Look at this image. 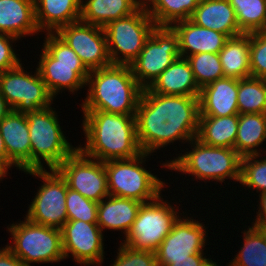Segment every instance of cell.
<instances>
[{
	"instance_id": "cell-1",
	"label": "cell",
	"mask_w": 266,
	"mask_h": 266,
	"mask_svg": "<svg viewBox=\"0 0 266 266\" xmlns=\"http://www.w3.org/2000/svg\"><path fill=\"white\" fill-rule=\"evenodd\" d=\"M199 96L161 95L143 89L135 114L137 138L145 153L197 137ZM185 141V142H184Z\"/></svg>"
},
{
	"instance_id": "cell-2",
	"label": "cell",
	"mask_w": 266,
	"mask_h": 266,
	"mask_svg": "<svg viewBox=\"0 0 266 266\" xmlns=\"http://www.w3.org/2000/svg\"><path fill=\"white\" fill-rule=\"evenodd\" d=\"M82 112L86 143L78 149L85 156L105 162L135 158L143 152L137 138L135 115L99 110Z\"/></svg>"
},
{
	"instance_id": "cell-3",
	"label": "cell",
	"mask_w": 266,
	"mask_h": 266,
	"mask_svg": "<svg viewBox=\"0 0 266 266\" xmlns=\"http://www.w3.org/2000/svg\"><path fill=\"white\" fill-rule=\"evenodd\" d=\"M88 95L82 110L135 115L143 88L133 76L130 65L111 64L89 72Z\"/></svg>"
},
{
	"instance_id": "cell-4",
	"label": "cell",
	"mask_w": 266,
	"mask_h": 266,
	"mask_svg": "<svg viewBox=\"0 0 266 266\" xmlns=\"http://www.w3.org/2000/svg\"><path fill=\"white\" fill-rule=\"evenodd\" d=\"M189 144L192 150L162 163L163 168L189 174L201 181L222 183L227 178L240 182L242 157L235 149L209 146L197 138Z\"/></svg>"
},
{
	"instance_id": "cell-5",
	"label": "cell",
	"mask_w": 266,
	"mask_h": 266,
	"mask_svg": "<svg viewBox=\"0 0 266 266\" xmlns=\"http://www.w3.org/2000/svg\"><path fill=\"white\" fill-rule=\"evenodd\" d=\"M37 70L50 94L68 89L71 94L86 87L89 70L56 33H46Z\"/></svg>"
},
{
	"instance_id": "cell-6",
	"label": "cell",
	"mask_w": 266,
	"mask_h": 266,
	"mask_svg": "<svg viewBox=\"0 0 266 266\" xmlns=\"http://www.w3.org/2000/svg\"><path fill=\"white\" fill-rule=\"evenodd\" d=\"M54 109L50 106L25 113L31 142V170L45 169L42 161L49 170L56 169L78 149L66 140Z\"/></svg>"
},
{
	"instance_id": "cell-7",
	"label": "cell",
	"mask_w": 266,
	"mask_h": 266,
	"mask_svg": "<svg viewBox=\"0 0 266 266\" xmlns=\"http://www.w3.org/2000/svg\"><path fill=\"white\" fill-rule=\"evenodd\" d=\"M150 155L152 154L142 152L131 159L105 161L109 195L142 203L155 200L166 187L157 175L143 167Z\"/></svg>"
},
{
	"instance_id": "cell-8",
	"label": "cell",
	"mask_w": 266,
	"mask_h": 266,
	"mask_svg": "<svg viewBox=\"0 0 266 266\" xmlns=\"http://www.w3.org/2000/svg\"><path fill=\"white\" fill-rule=\"evenodd\" d=\"M24 219L7 227L14 242L6 247L27 266L64 260L61 229Z\"/></svg>"
},
{
	"instance_id": "cell-9",
	"label": "cell",
	"mask_w": 266,
	"mask_h": 266,
	"mask_svg": "<svg viewBox=\"0 0 266 266\" xmlns=\"http://www.w3.org/2000/svg\"><path fill=\"white\" fill-rule=\"evenodd\" d=\"M156 26L144 4L132 15L109 22L104 30L111 63L130 65Z\"/></svg>"
},
{
	"instance_id": "cell-10",
	"label": "cell",
	"mask_w": 266,
	"mask_h": 266,
	"mask_svg": "<svg viewBox=\"0 0 266 266\" xmlns=\"http://www.w3.org/2000/svg\"><path fill=\"white\" fill-rule=\"evenodd\" d=\"M161 196L162 194L153 201L142 203L122 244L135 250H157L179 218L176 205L173 207L166 200L164 202Z\"/></svg>"
},
{
	"instance_id": "cell-11",
	"label": "cell",
	"mask_w": 266,
	"mask_h": 266,
	"mask_svg": "<svg viewBox=\"0 0 266 266\" xmlns=\"http://www.w3.org/2000/svg\"><path fill=\"white\" fill-rule=\"evenodd\" d=\"M180 57L175 31L170 26H156L130 67L139 85L146 89Z\"/></svg>"
},
{
	"instance_id": "cell-12",
	"label": "cell",
	"mask_w": 266,
	"mask_h": 266,
	"mask_svg": "<svg viewBox=\"0 0 266 266\" xmlns=\"http://www.w3.org/2000/svg\"><path fill=\"white\" fill-rule=\"evenodd\" d=\"M26 174L43 180L30 202L26 218L36 224L61 229L67 222L66 194L68 185L56 169L29 170Z\"/></svg>"
},
{
	"instance_id": "cell-13",
	"label": "cell",
	"mask_w": 266,
	"mask_h": 266,
	"mask_svg": "<svg viewBox=\"0 0 266 266\" xmlns=\"http://www.w3.org/2000/svg\"><path fill=\"white\" fill-rule=\"evenodd\" d=\"M0 92L17 113L45 109L53 104L54 99L37 68L32 75L24 70L21 62L16 67L0 73Z\"/></svg>"
},
{
	"instance_id": "cell-14",
	"label": "cell",
	"mask_w": 266,
	"mask_h": 266,
	"mask_svg": "<svg viewBox=\"0 0 266 266\" xmlns=\"http://www.w3.org/2000/svg\"><path fill=\"white\" fill-rule=\"evenodd\" d=\"M56 170L68 188L85 198L100 202L109 196L104 162L85 156L79 149L67 157Z\"/></svg>"
},
{
	"instance_id": "cell-15",
	"label": "cell",
	"mask_w": 266,
	"mask_h": 266,
	"mask_svg": "<svg viewBox=\"0 0 266 266\" xmlns=\"http://www.w3.org/2000/svg\"><path fill=\"white\" fill-rule=\"evenodd\" d=\"M91 71L111 65L104 27L82 21L62 26L55 32Z\"/></svg>"
},
{
	"instance_id": "cell-16",
	"label": "cell",
	"mask_w": 266,
	"mask_h": 266,
	"mask_svg": "<svg viewBox=\"0 0 266 266\" xmlns=\"http://www.w3.org/2000/svg\"><path fill=\"white\" fill-rule=\"evenodd\" d=\"M205 231L203 223L180 216L155 251L157 265L168 266L173 260L190 259L192 254H203L208 237Z\"/></svg>"
},
{
	"instance_id": "cell-17",
	"label": "cell",
	"mask_w": 266,
	"mask_h": 266,
	"mask_svg": "<svg viewBox=\"0 0 266 266\" xmlns=\"http://www.w3.org/2000/svg\"><path fill=\"white\" fill-rule=\"evenodd\" d=\"M61 233L65 259L71 255L81 265L102 264L105 254L104 235L97 223L67 220Z\"/></svg>"
},
{
	"instance_id": "cell-18",
	"label": "cell",
	"mask_w": 266,
	"mask_h": 266,
	"mask_svg": "<svg viewBox=\"0 0 266 266\" xmlns=\"http://www.w3.org/2000/svg\"><path fill=\"white\" fill-rule=\"evenodd\" d=\"M0 133L9 157V168L31 170V142L25 113L12 110L0 122Z\"/></svg>"
},
{
	"instance_id": "cell-19",
	"label": "cell",
	"mask_w": 266,
	"mask_h": 266,
	"mask_svg": "<svg viewBox=\"0 0 266 266\" xmlns=\"http://www.w3.org/2000/svg\"><path fill=\"white\" fill-rule=\"evenodd\" d=\"M178 36L180 56L197 53H219L229 37L226 34L196 25L190 19L170 26Z\"/></svg>"
},
{
	"instance_id": "cell-20",
	"label": "cell",
	"mask_w": 266,
	"mask_h": 266,
	"mask_svg": "<svg viewBox=\"0 0 266 266\" xmlns=\"http://www.w3.org/2000/svg\"><path fill=\"white\" fill-rule=\"evenodd\" d=\"M238 79L224 77L204 86L199 93V116L223 117L239 114Z\"/></svg>"
},
{
	"instance_id": "cell-21",
	"label": "cell",
	"mask_w": 266,
	"mask_h": 266,
	"mask_svg": "<svg viewBox=\"0 0 266 266\" xmlns=\"http://www.w3.org/2000/svg\"><path fill=\"white\" fill-rule=\"evenodd\" d=\"M190 20L198 26L226 34L229 38L243 34L229 0L200 1Z\"/></svg>"
},
{
	"instance_id": "cell-22",
	"label": "cell",
	"mask_w": 266,
	"mask_h": 266,
	"mask_svg": "<svg viewBox=\"0 0 266 266\" xmlns=\"http://www.w3.org/2000/svg\"><path fill=\"white\" fill-rule=\"evenodd\" d=\"M35 21L40 32L55 33L80 21L81 0H34Z\"/></svg>"
},
{
	"instance_id": "cell-23",
	"label": "cell",
	"mask_w": 266,
	"mask_h": 266,
	"mask_svg": "<svg viewBox=\"0 0 266 266\" xmlns=\"http://www.w3.org/2000/svg\"><path fill=\"white\" fill-rule=\"evenodd\" d=\"M141 205L142 202L134 199L109 195L98 202L97 224L102 232L105 229L121 231L125 238Z\"/></svg>"
},
{
	"instance_id": "cell-24",
	"label": "cell",
	"mask_w": 266,
	"mask_h": 266,
	"mask_svg": "<svg viewBox=\"0 0 266 266\" xmlns=\"http://www.w3.org/2000/svg\"><path fill=\"white\" fill-rule=\"evenodd\" d=\"M161 95L199 96L191 65L186 58L176 59L148 88Z\"/></svg>"
},
{
	"instance_id": "cell-25",
	"label": "cell",
	"mask_w": 266,
	"mask_h": 266,
	"mask_svg": "<svg viewBox=\"0 0 266 266\" xmlns=\"http://www.w3.org/2000/svg\"><path fill=\"white\" fill-rule=\"evenodd\" d=\"M0 32L20 40L27 35L39 34L34 0H0Z\"/></svg>"
},
{
	"instance_id": "cell-26",
	"label": "cell",
	"mask_w": 266,
	"mask_h": 266,
	"mask_svg": "<svg viewBox=\"0 0 266 266\" xmlns=\"http://www.w3.org/2000/svg\"><path fill=\"white\" fill-rule=\"evenodd\" d=\"M144 0H81L80 21L105 27L109 22L132 15Z\"/></svg>"
},
{
	"instance_id": "cell-27",
	"label": "cell",
	"mask_w": 266,
	"mask_h": 266,
	"mask_svg": "<svg viewBox=\"0 0 266 266\" xmlns=\"http://www.w3.org/2000/svg\"><path fill=\"white\" fill-rule=\"evenodd\" d=\"M238 129V114L215 117L199 116L197 139L202 143L234 149Z\"/></svg>"
},
{
	"instance_id": "cell-28",
	"label": "cell",
	"mask_w": 266,
	"mask_h": 266,
	"mask_svg": "<svg viewBox=\"0 0 266 266\" xmlns=\"http://www.w3.org/2000/svg\"><path fill=\"white\" fill-rule=\"evenodd\" d=\"M218 54L224 77L240 80L251 76L250 33L229 38Z\"/></svg>"
},
{
	"instance_id": "cell-29",
	"label": "cell",
	"mask_w": 266,
	"mask_h": 266,
	"mask_svg": "<svg viewBox=\"0 0 266 266\" xmlns=\"http://www.w3.org/2000/svg\"><path fill=\"white\" fill-rule=\"evenodd\" d=\"M266 141V114H238V129L234 149L241 156L261 154L257 150ZM257 148V149H256Z\"/></svg>"
},
{
	"instance_id": "cell-30",
	"label": "cell",
	"mask_w": 266,
	"mask_h": 266,
	"mask_svg": "<svg viewBox=\"0 0 266 266\" xmlns=\"http://www.w3.org/2000/svg\"><path fill=\"white\" fill-rule=\"evenodd\" d=\"M199 2V0H144V5L157 26H171L178 21L190 19Z\"/></svg>"
},
{
	"instance_id": "cell-31",
	"label": "cell",
	"mask_w": 266,
	"mask_h": 266,
	"mask_svg": "<svg viewBox=\"0 0 266 266\" xmlns=\"http://www.w3.org/2000/svg\"><path fill=\"white\" fill-rule=\"evenodd\" d=\"M243 245L227 266H266V230L248 226Z\"/></svg>"
},
{
	"instance_id": "cell-32",
	"label": "cell",
	"mask_w": 266,
	"mask_h": 266,
	"mask_svg": "<svg viewBox=\"0 0 266 266\" xmlns=\"http://www.w3.org/2000/svg\"><path fill=\"white\" fill-rule=\"evenodd\" d=\"M237 103L239 114H266V79H238Z\"/></svg>"
},
{
	"instance_id": "cell-33",
	"label": "cell",
	"mask_w": 266,
	"mask_h": 266,
	"mask_svg": "<svg viewBox=\"0 0 266 266\" xmlns=\"http://www.w3.org/2000/svg\"><path fill=\"white\" fill-rule=\"evenodd\" d=\"M229 3L242 33L266 30V0H229Z\"/></svg>"
},
{
	"instance_id": "cell-34",
	"label": "cell",
	"mask_w": 266,
	"mask_h": 266,
	"mask_svg": "<svg viewBox=\"0 0 266 266\" xmlns=\"http://www.w3.org/2000/svg\"><path fill=\"white\" fill-rule=\"evenodd\" d=\"M186 59L191 65L195 81L200 89L217 79L224 78L218 53H197Z\"/></svg>"
},
{
	"instance_id": "cell-35",
	"label": "cell",
	"mask_w": 266,
	"mask_h": 266,
	"mask_svg": "<svg viewBox=\"0 0 266 266\" xmlns=\"http://www.w3.org/2000/svg\"><path fill=\"white\" fill-rule=\"evenodd\" d=\"M260 155L262 156V154H257L242 157L239 183L247 189L254 188L257 193L262 194L266 193V156L260 159Z\"/></svg>"
},
{
	"instance_id": "cell-36",
	"label": "cell",
	"mask_w": 266,
	"mask_h": 266,
	"mask_svg": "<svg viewBox=\"0 0 266 266\" xmlns=\"http://www.w3.org/2000/svg\"><path fill=\"white\" fill-rule=\"evenodd\" d=\"M67 220L97 223L98 202L85 198L70 188L66 194Z\"/></svg>"
},
{
	"instance_id": "cell-37",
	"label": "cell",
	"mask_w": 266,
	"mask_h": 266,
	"mask_svg": "<svg viewBox=\"0 0 266 266\" xmlns=\"http://www.w3.org/2000/svg\"><path fill=\"white\" fill-rule=\"evenodd\" d=\"M251 76L266 79V30L250 33Z\"/></svg>"
},
{
	"instance_id": "cell-38",
	"label": "cell",
	"mask_w": 266,
	"mask_h": 266,
	"mask_svg": "<svg viewBox=\"0 0 266 266\" xmlns=\"http://www.w3.org/2000/svg\"><path fill=\"white\" fill-rule=\"evenodd\" d=\"M111 266H158L156 254L149 250H135L120 243Z\"/></svg>"
},
{
	"instance_id": "cell-39",
	"label": "cell",
	"mask_w": 266,
	"mask_h": 266,
	"mask_svg": "<svg viewBox=\"0 0 266 266\" xmlns=\"http://www.w3.org/2000/svg\"><path fill=\"white\" fill-rule=\"evenodd\" d=\"M19 39L10 34L0 32V73L16 67L21 60L16 54L13 45Z\"/></svg>"
},
{
	"instance_id": "cell-40",
	"label": "cell",
	"mask_w": 266,
	"mask_h": 266,
	"mask_svg": "<svg viewBox=\"0 0 266 266\" xmlns=\"http://www.w3.org/2000/svg\"><path fill=\"white\" fill-rule=\"evenodd\" d=\"M259 201L257 218L252 222V226L266 230V193L259 194Z\"/></svg>"
},
{
	"instance_id": "cell-41",
	"label": "cell",
	"mask_w": 266,
	"mask_h": 266,
	"mask_svg": "<svg viewBox=\"0 0 266 266\" xmlns=\"http://www.w3.org/2000/svg\"><path fill=\"white\" fill-rule=\"evenodd\" d=\"M0 266H27L6 246L0 248Z\"/></svg>"
},
{
	"instance_id": "cell-42",
	"label": "cell",
	"mask_w": 266,
	"mask_h": 266,
	"mask_svg": "<svg viewBox=\"0 0 266 266\" xmlns=\"http://www.w3.org/2000/svg\"><path fill=\"white\" fill-rule=\"evenodd\" d=\"M205 259L204 254H192L190 259L173 260L168 266H199Z\"/></svg>"
},
{
	"instance_id": "cell-43",
	"label": "cell",
	"mask_w": 266,
	"mask_h": 266,
	"mask_svg": "<svg viewBox=\"0 0 266 266\" xmlns=\"http://www.w3.org/2000/svg\"><path fill=\"white\" fill-rule=\"evenodd\" d=\"M0 165L8 172L9 157L7 156V151L1 133H0Z\"/></svg>"
},
{
	"instance_id": "cell-44",
	"label": "cell",
	"mask_w": 266,
	"mask_h": 266,
	"mask_svg": "<svg viewBox=\"0 0 266 266\" xmlns=\"http://www.w3.org/2000/svg\"><path fill=\"white\" fill-rule=\"evenodd\" d=\"M12 111V108L9 106L5 98L2 96L0 92V122L1 120L7 116Z\"/></svg>"
},
{
	"instance_id": "cell-45",
	"label": "cell",
	"mask_w": 266,
	"mask_h": 266,
	"mask_svg": "<svg viewBox=\"0 0 266 266\" xmlns=\"http://www.w3.org/2000/svg\"><path fill=\"white\" fill-rule=\"evenodd\" d=\"M212 258H206L199 266H218L217 262H213Z\"/></svg>"
},
{
	"instance_id": "cell-46",
	"label": "cell",
	"mask_w": 266,
	"mask_h": 266,
	"mask_svg": "<svg viewBox=\"0 0 266 266\" xmlns=\"http://www.w3.org/2000/svg\"><path fill=\"white\" fill-rule=\"evenodd\" d=\"M7 176V171L0 165V181Z\"/></svg>"
}]
</instances>
